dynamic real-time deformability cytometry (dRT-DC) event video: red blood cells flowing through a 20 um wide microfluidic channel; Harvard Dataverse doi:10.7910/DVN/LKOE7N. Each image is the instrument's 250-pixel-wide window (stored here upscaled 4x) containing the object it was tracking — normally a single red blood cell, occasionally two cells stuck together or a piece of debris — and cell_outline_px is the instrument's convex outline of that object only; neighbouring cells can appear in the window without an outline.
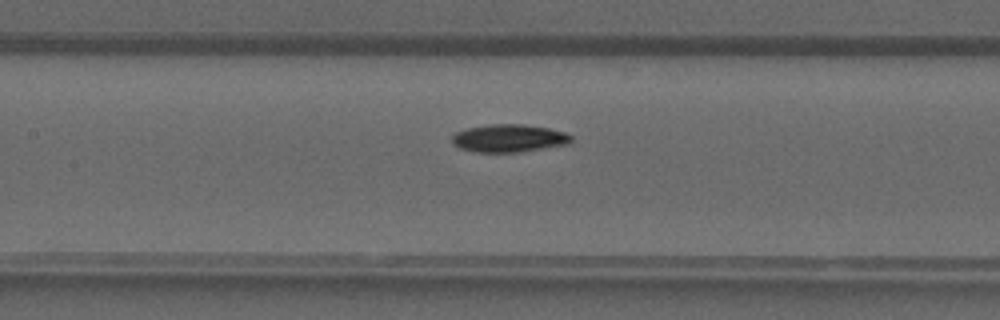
{"species": "common noctule bat (a hibernating species)", "species_latin": "Nyctalus noctula", "temperature_condition": "warm", "stored_images_in_passage": 29, "camera_frame_rate_fps": 3000, "um_per_image_px": 0.085, "animal": {"sex": "male", "forearm_length_mm": 52.5}, "frame": {"image": 1, "passage_image": 8, "time_ms": 2.333, "image_size_px": [1000, 320], "cell_outline_px": [[572, 140], [568, 144], [520, 152], [476, 152], [460, 148], [452, 144], [452, 136], [456, 132], [468, 128], [488, 124], [524, 124], [548, 128], [564, 132], [572, 136]], "centroid_in_image_um": [43.25, 11.75], "position_along_channel_um": 164.2, "area_um2": 19.31}}
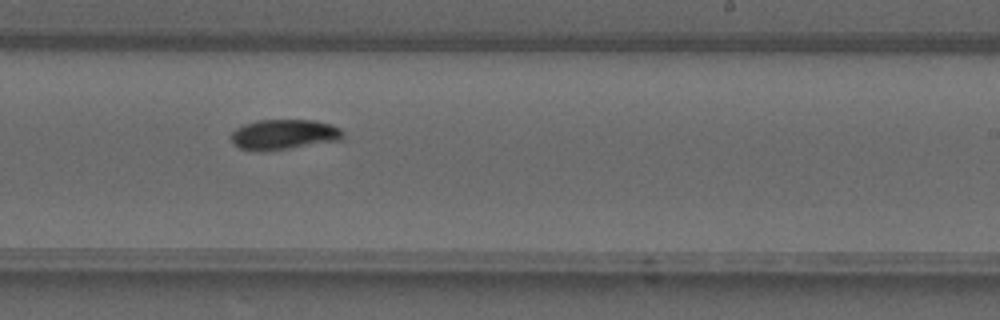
{"frame": {"image": 2, "passage_image": 14, "time_ms": 4.333, "image_size_px": [1000, 320], "cell_outline_px": [[344, 136], [340, 140], [288, 148], [256, 152], [240, 148], [232, 144], [232, 132], [236, 128], [244, 124], [256, 120], [312, 120], [332, 124], [340, 128], [344, 132]], "centroid_in_image_um": [24.12, 11.43], "position_along_channel_um": 264.9, "area_um2": 19.71}}
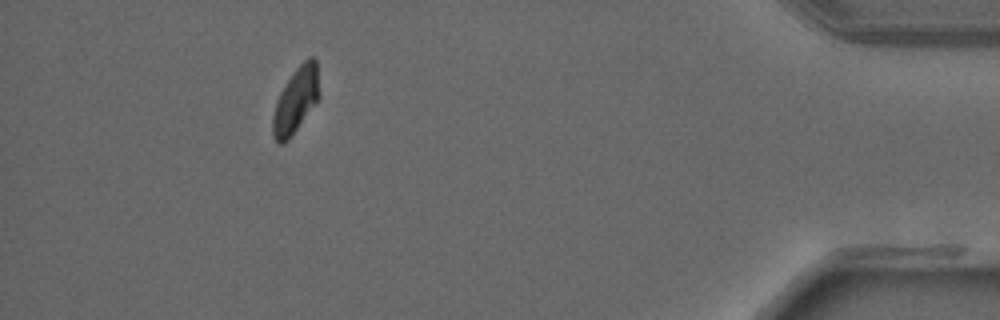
{"frame": {"image": 3, "passage_image": 26, "time_ms": 8.333, "image_size_px": [1000, 320], "cell_outline_px": [[320, 96], [288, 140], [284, 144], [276, 144], [272, 136], [272, 116], [276, 100], [284, 84], [296, 68], [308, 56], [312, 56], [316, 60], [320, 92]], "centroid_in_image_um": [25.12, 8.52], "position_along_channel_um": 410.1, "area_um2": 17.86}}